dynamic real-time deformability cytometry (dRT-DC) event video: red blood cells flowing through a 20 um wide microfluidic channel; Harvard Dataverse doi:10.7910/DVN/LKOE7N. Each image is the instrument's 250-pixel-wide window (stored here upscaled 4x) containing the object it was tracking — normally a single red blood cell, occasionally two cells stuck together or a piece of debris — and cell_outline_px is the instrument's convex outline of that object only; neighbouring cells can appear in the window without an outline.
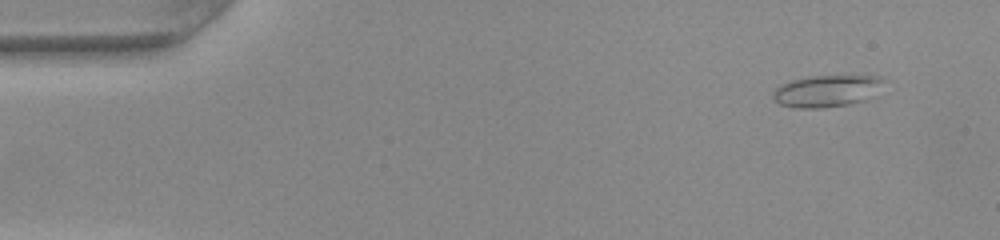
{"species": "common noctule bat (a hibernating species)", "species_latin": "Nyctalus noctula", "temperature_condition": "warm", "stored_images_in_passage": 46, "camera_frame_rate_fps": 3000, "um_per_image_px": 0.085, "animal": {"sex": "female", "body_mass_g": 22.0, "forearm_length_mm": 56.7}, "frame": {"image": 1, "passage_image": 2, "time_ms": 0.333, "image_size_px": [1000, 240], "cell_outline_px": [[888, 80], [864, 100], [848, 104], [820, 108], [796, 108], [780, 104], [772, 100], [772, 92], [780, 84], [792, 80], [808, 76], [880, 76]], "centroid_in_image_um": [70.21, 7.72], "position_along_channel_um": 14.8, "area_um2": 20.46}}
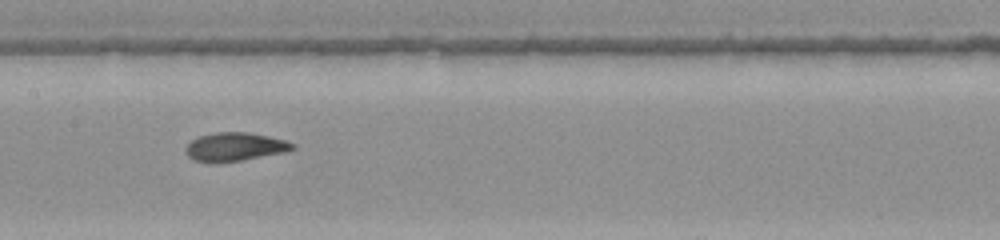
{"frame": {"image": 2, "passage_image": 23, "time_ms": 7.333, "image_size_px": [1000, 240], "cell_outline_px": [[296, 148], [284, 152], [240, 160], [196, 160], [188, 156], [184, 152], [184, 148], [192, 140], [200, 136], [216, 132], [248, 132], [268, 136], [284, 140], [296, 144]], "centroid_in_image_um": [19.99, 12.44], "position_along_channel_um": 187.4, "area_um2": 17.11}}
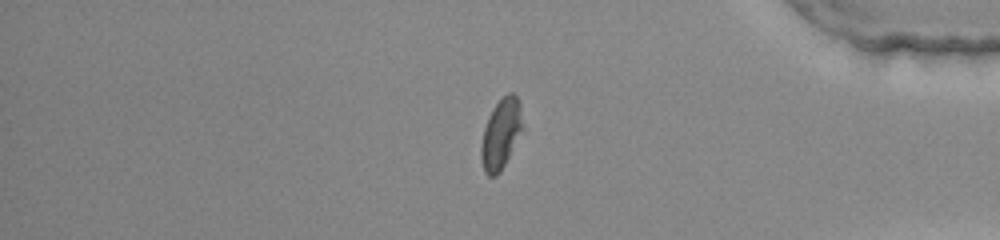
{"frame": {"image": 3, "passage_image": 40, "time_ms": 13.0, "image_size_px": [1000, 240], "cell_outline_px": [[524, 128], [500, 172], [496, 176], [488, 176], [484, 172], [480, 156], [480, 144], [484, 128], [488, 116], [492, 108], [508, 92], [512, 92], [516, 96], [520, 104]], "centroid_in_image_um": [42.57, 11.38], "position_along_channel_um": 392.6, "area_um2": 17.11}, "authors_computed_cell_mechanics": {"area_um2": 17.8313, "velocity_mm_per_s": 4.07, "shape_relaxation_time_tau1_ms": 6.0497, "shape_relaxation_time_tau2_ms": 1.4701, "deformation_change_tau1": 0.19, "deformation_change_tau2": 0.0674}}